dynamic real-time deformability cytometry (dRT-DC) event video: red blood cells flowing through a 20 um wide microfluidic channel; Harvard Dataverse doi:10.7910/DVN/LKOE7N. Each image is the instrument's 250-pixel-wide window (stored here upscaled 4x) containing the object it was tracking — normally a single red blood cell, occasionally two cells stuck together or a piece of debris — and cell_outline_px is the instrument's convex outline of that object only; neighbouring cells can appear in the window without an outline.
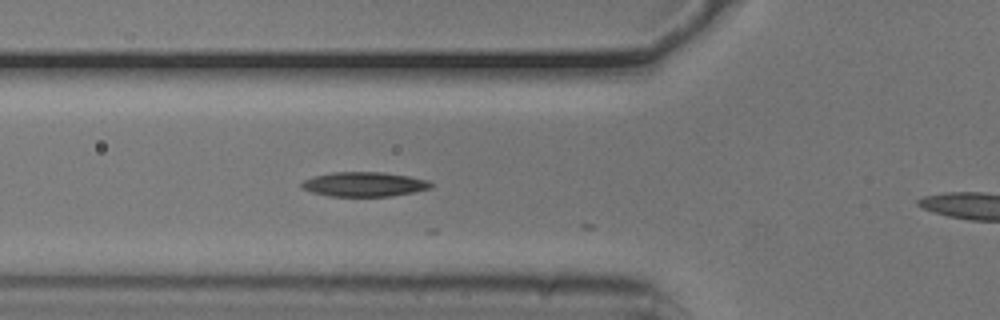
{"species": "common noctule bat (a hibernating species)", "species_latin": "Nyctalus noctula", "temperature_condition": "cold", "stored_images_in_passage": 3, "camera_frame_rate_fps": 3000, "um_per_image_px": 0.085, "animal": {"sex": "male", "body_mass_g": 20.5, "forearm_length_mm": 52.5}, "frame": {"image": 1, "passage_image": 2, "time_ms": 0.333, "image_size_px": [1000, 320], "cell_outline_px": [[432, 188], [412, 192], [388, 196], [328, 196], [312, 192], [300, 188], [300, 184], [304, 180], [312, 176], [332, 172], [384, 172], [408, 176], [428, 180], [432, 184]], "centroid_in_image_um": [30.91, 15.65], "position_along_channel_um": 94.9, "area_um2": 18.5}}